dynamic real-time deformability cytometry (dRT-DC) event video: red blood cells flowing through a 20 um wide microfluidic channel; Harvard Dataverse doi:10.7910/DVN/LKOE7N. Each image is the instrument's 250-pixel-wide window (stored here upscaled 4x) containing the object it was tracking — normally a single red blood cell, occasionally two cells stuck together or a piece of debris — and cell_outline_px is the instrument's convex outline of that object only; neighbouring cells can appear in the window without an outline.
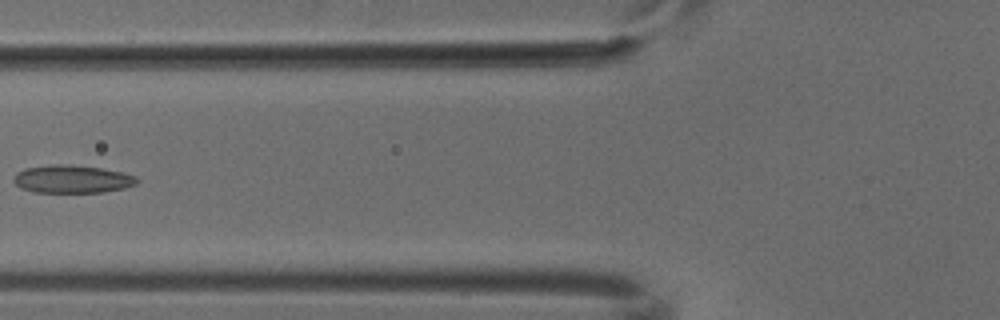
{"species": "common noctule bat (a hibernating species)", "species_latin": "Nyctalus noctula", "temperature_condition": "cold", "stored_images_in_passage": 7, "camera_frame_rate_fps": 3000, "um_per_image_px": 0.085, "animal": {"sex": "male", "body_mass_g": 18.8}, "frame": {"image": 1, "passage_image": 5, "time_ms": 1.333, "image_size_px": [1000, 320], "cell_outline_px": [[140, 180], [136, 184], [124, 188], [104, 192], [32, 192], [20, 188], [12, 180], [12, 176], [16, 172], [24, 168], [52, 164], [60, 164], [100, 168], [120, 172], [136, 176]], "centroid_in_image_um": [6.08, 15.23], "position_along_channel_um": 119.7, "area_um2": 20.11}}
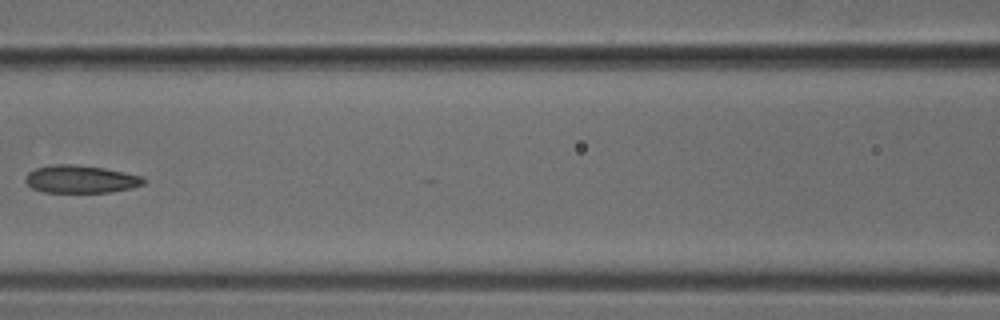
{"frame": {"image": 2, "passage_image": 6, "time_ms": 1.667, "image_size_px": [1000, 320], "cell_outline_px": [[144, 184], [132, 188], [108, 192], [44, 192], [32, 188], [24, 180], [24, 176], [28, 172], [36, 168], [52, 164], [76, 164], [104, 168], [144, 176]], "centroid_in_image_um": [6.84, 15.22], "position_along_channel_um": 159.8, "area_um2": 19.19}}
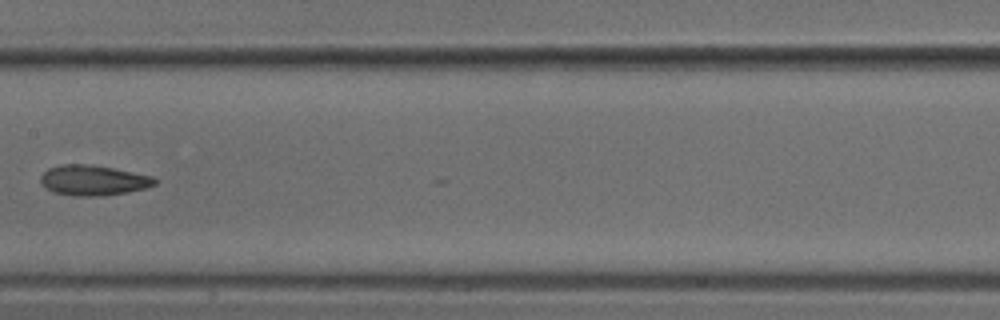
{"frame": {"image": 3, "passage_image": 7, "time_ms": 2.0, "image_size_px": [1000, 320], "cell_outline_px": [[156, 184], [148, 188], [128, 192], [104, 196], [76, 196], [52, 192], [40, 184], [40, 176], [48, 168], [60, 164], [88, 164], [112, 168], [152, 176], [156, 180]], "centroid_in_image_um": [7.9, 15.33], "position_along_channel_um": 199.5, "area_um2": 20.29}}